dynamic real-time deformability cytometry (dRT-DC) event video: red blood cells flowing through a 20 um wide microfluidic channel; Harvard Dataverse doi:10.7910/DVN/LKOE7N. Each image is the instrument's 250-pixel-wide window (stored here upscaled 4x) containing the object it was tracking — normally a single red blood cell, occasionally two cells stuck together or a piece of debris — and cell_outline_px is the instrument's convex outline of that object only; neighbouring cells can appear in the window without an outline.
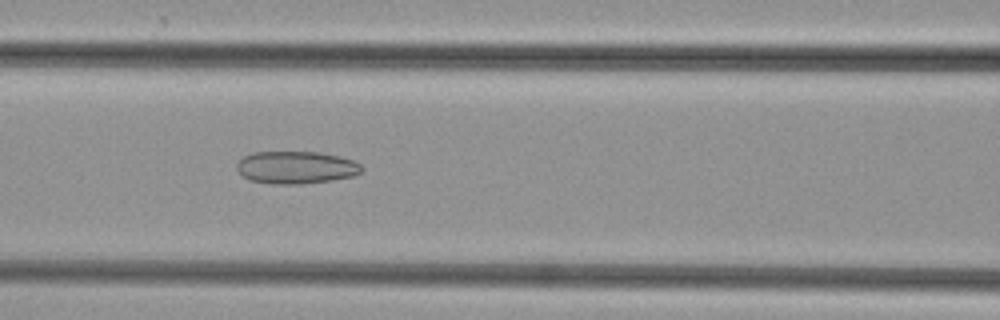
{"species": "common noctule bat (a hibernating species)", "species_latin": "Nyctalus noctula", "temperature_condition": "cold", "stored_images_in_passage": 35, "camera_frame_rate_fps": 3000, "um_per_image_px": 0.085, "animal": {"sex": "female", "body_mass_g": 29.2, "forearm_length_mm": 56.3}, "frame": {"image": 1, "passage_image": 12, "time_ms": 3.667, "image_size_px": [1000, 320], "cell_outline_px": [[364, 168], [360, 172], [352, 176], [332, 180], [300, 184], [272, 184], [252, 180], [244, 176], [236, 168], [236, 164], [244, 156], [252, 152], [320, 152], [340, 156], [356, 160]], "centroid_in_image_um": [25.2, 14.22], "position_along_channel_um": 141.4, "area_um2": 23.7}}
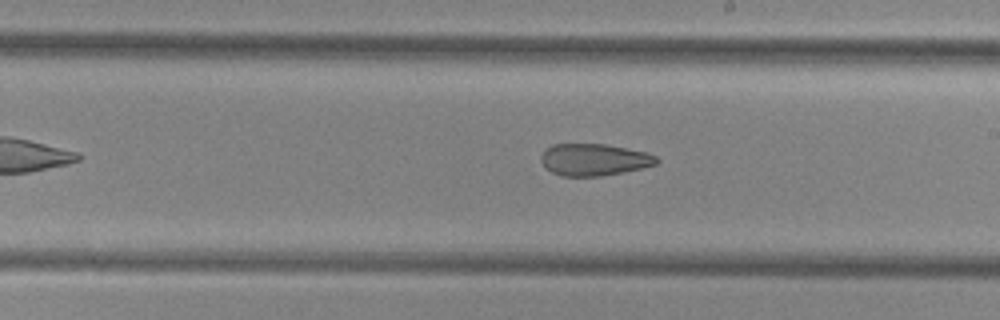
{"frame": {"image": 2, "passage_image": 19, "time_ms": 6.0, "image_size_px": [1000, 320], "cell_outline_px": [[660, 160], [656, 164], [624, 172], [600, 176], [560, 176], [544, 168], [540, 160], [540, 156], [552, 144], [604, 144], [644, 152], [656, 156]], "centroid_in_image_um": [50.45, 13.58], "position_along_channel_um": 238.5, "area_um2": 21.39}}
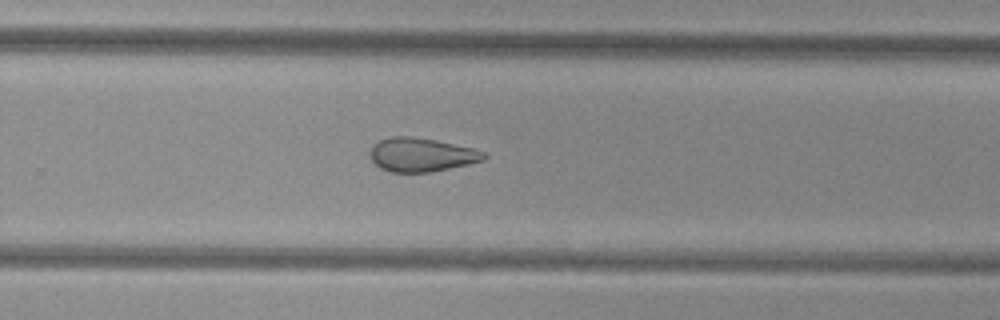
{"frame": {"image": 3, "passage_image": 23, "time_ms": 7.333, "image_size_px": [1000, 320], "cell_outline_px": [[488, 156], [484, 160], [468, 164], [432, 172], [388, 172], [380, 168], [372, 160], [372, 148], [380, 140], [388, 136], [408, 136], [436, 140], [472, 148], [484, 152]], "centroid_in_image_um": [35.84, 13.16], "position_along_channel_um": 294.0, "area_um2": 22.2}}